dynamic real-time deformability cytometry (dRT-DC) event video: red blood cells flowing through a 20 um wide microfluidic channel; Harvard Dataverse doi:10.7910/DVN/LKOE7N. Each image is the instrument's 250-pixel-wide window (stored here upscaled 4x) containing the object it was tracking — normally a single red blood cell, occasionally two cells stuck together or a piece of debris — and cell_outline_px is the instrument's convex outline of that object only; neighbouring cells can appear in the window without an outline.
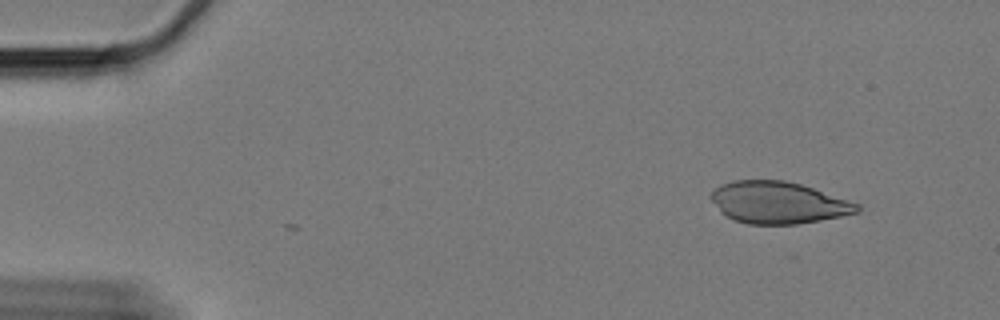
{"species": "Egyptian fruit bat (a non-hibernating species)", "species_latin": "Rousettus aegyptiacus", "temperature_condition": "cold", "stored_images_in_passage": 11, "camera_frame_rate_fps": 3000, "um_per_image_px": 0.085, "animal": {"sex": "female"}, "frame": {"image": 1, "passage_image": 1, "time_ms": 0.0, "image_size_px": [1000, 320], "cell_outline_px": [[860, 212], [820, 220], [796, 224], [748, 224], [724, 216], [720, 212], [712, 200], [712, 192], [720, 184], [732, 180], [784, 180], [800, 184], [860, 204]], "centroid_in_image_um": [66.14, 17.22], "position_along_channel_um": 18.9, "area_um2": 35.43}}